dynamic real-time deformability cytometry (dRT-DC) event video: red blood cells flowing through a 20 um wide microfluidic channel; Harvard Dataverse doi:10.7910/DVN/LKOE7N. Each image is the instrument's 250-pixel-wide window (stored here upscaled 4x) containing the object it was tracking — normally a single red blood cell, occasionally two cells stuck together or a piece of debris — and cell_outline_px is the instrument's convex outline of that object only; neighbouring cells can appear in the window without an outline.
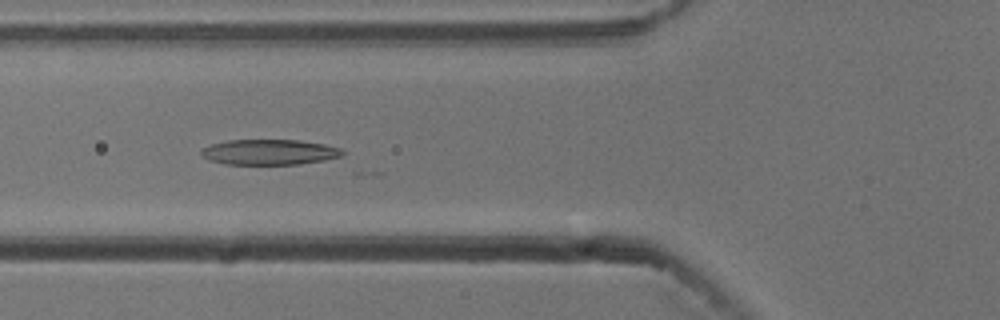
{"species": "common noctule bat (a hibernating species)", "species_latin": "Nyctalus noctula", "temperature_condition": "cold", "stored_images_in_passage": 12, "camera_frame_rate_fps": 3000, "um_per_image_px": 0.085, "animal": {"sex": "male", "body_mass_g": 13.3}, "frame": {"image": 1, "passage_image": 5, "time_ms": 1.333, "image_size_px": [1000, 320], "cell_outline_px": [[344, 156], [324, 160], [300, 164], [224, 164], [208, 160], [200, 152], [204, 148], [212, 144], [228, 140], [300, 140], [324, 144], [340, 148], [344, 152]], "centroid_in_image_um": [22.93, 12.93], "position_along_channel_um": 102.9, "area_um2": 20.87}}
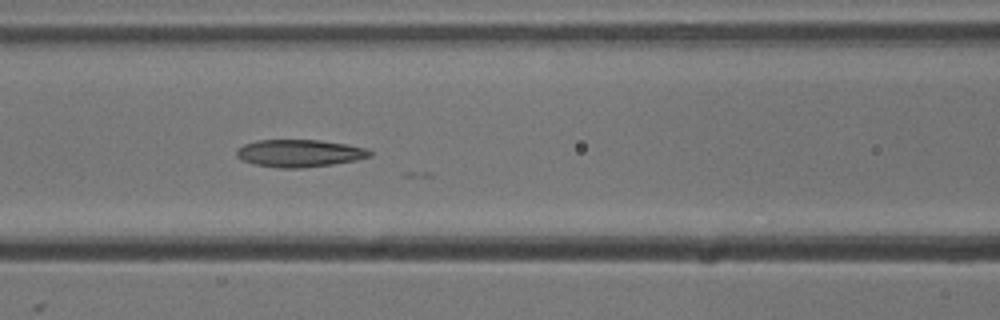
{"frame": {"image": 2, "passage_image": 8, "time_ms": 2.333, "image_size_px": [1000, 320], "cell_outline_px": [[372, 156], [356, 160], [332, 164], [300, 168], [280, 168], [256, 164], [240, 160], [236, 156], [236, 148], [244, 144], [256, 140], [320, 140], [348, 144], [364, 148], [372, 152]], "centroid_in_image_um": [25.42, 13.02], "position_along_channel_um": 141.2, "area_um2": 21.33}}
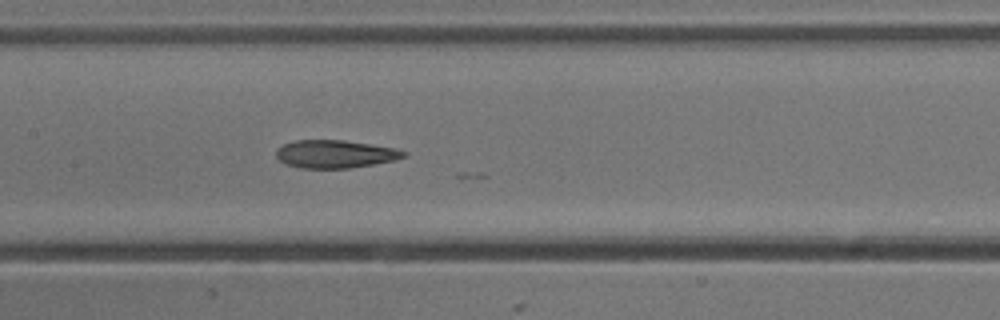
{"frame": {"image": 3, "passage_image": 11, "time_ms": 3.333, "image_size_px": [1000, 320], "cell_outline_px": [[408, 156], [396, 160], [352, 168], [300, 168], [284, 164], [276, 156], [276, 148], [284, 144], [296, 140], [344, 140], [396, 148], [408, 152]], "centroid_in_image_um": [28.51, 13.09], "position_along_channel_um": 178.9, "area_um2": 20.98}}